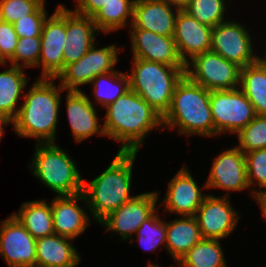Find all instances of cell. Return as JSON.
Instances as JSON below:
<instances>
[{
	"label": "cell",
	"instance_id": "cell-1",
	"mask_svg": "<svg viewBox=\"0 0 266 267\" xmlns=\"http://www.w3.org/2000/svg\"><path fill=\"white\" fill-rule=\"evenodd\" d=\"M105 134L121 142L119 151L138 152L145 137L163 126L162 116L132 90L105 107Z\"/></svg>",
	"mask_w": 266,
	"mask_h": 267
},
{
	"label": "cell",
	"instance_id": "cell-2",
	"mask_svg": "<svg viewBox=\"0 0 266 267\" xmlns=\"http://www.w3.org/2000/svg\"><path fill=\"white\" fill-rule=\"evenodd\" d=\"M55 78H38L23 95L24 103L13 120L14 132L21 137L35 138L37 143H55L58 111L61 104V85Z\"/></svg>",
	"mask_w": 266,
	"mask_h": 267
},
{
	"label": "cell",
	"instance_id": "cell-3",
	"mask_svg": "<svg viewBox=\"0 0 266 267\" xmlns=\"http://www.w3.org/2000/svg\"><path fill=\"white\" fill-rule=\"evenodd\" d=\"M138 152L118 151L99 176L83 183L86 206L98 223L135 196H130L133 163Z\"/></svg>",
	"mask_w": 266,
	"mask_h": 267
},
{
	"label": "cell",
	"instance_id": "cell-4",
	"mask_svg": "<svg viewBox=\"0 0 266 267\" xmlns=\"http://www.w3.org/2000/svg\"><path fill=\"white\" fill-rule=\"evenodd\" d=\"M163 127L179 128L180 135L214 136L210 91L186 75L177 83L169 110L162 117Z\"/></svg>",
	"mask_w": 266,
	"mask_h": 267
},
{
	"label": "cell",
	"instance_id": "cell-5",
	"mask_svg": "<svg viewBox=\"0 0 266 267\" xmlns=\"http://www.w3.org/2000/svg\"><path fill=\"white\" fill-rule=\"evenodd\" d=\"M185 75V66H171L133 57L129 77L130 90L143 98L162 117L169 110L177 83Z\"/></svg>",
	"mask_w": 266,
	"mask_h": 267
},
{
	"label": "cell",
	"instance_id": "cell-6",
	"mask_svg": "<svg viewBox=\"0 0 266 267\" xmlns=\"http://www.w3.org/2000/svg\"><path fill=\"white\" fill-rule=\"evenodd\" d=\"M29 169L57 196L82 193V175L67 151L56 143H36Z\"/></svg>",
	"mask_w": 266,
	"mask_h": 267
},
{
	"label": "cell",
	"instance_id": "cell-7",
	"mask_svg": "<svg viewBox=\"0 0 266 267\" xmlns=\"http://www.w3.org/2000/svg\"><path fill=\"white\" fill-rule=\"evenodd\" d=\"M240 72L241 67L211 50L196 55L185 64V75L208 91L238 88Z\"/></svg>",
	"mask_w": 266,
	"mask_h": 267
},
{
	"label": "cell",
	"instance_id": "cell-8",
	"mask_svg": "<svg viewBox=\"0 0 266 267\" xmlns=\"http://www.w3.org/2000/svg\"><path fill=\"white\" fill-rule=\"evenodd\" d=\"M214 136L235 133L246 127L256 116L253 105L240 90L210 91Z\"/></svg>",
	"mask_w": 266,
	"mask_h": 267
},
{
	"label": "cell",
	"instance_id": "cell-9",
	"mask_svg": "<svg viewBox=\"0 0 266 267\" xmlns=\"http://www.w3.org/2000/svg\"><path fill=\"white\" fill-rule=\"evenodd\" d=\"M248 32L241 23L226 20L212 28L210 50L241 68L254 64L261 57L254 55Z\"/></svg>",
	"mask_w": 266,
	"mask_h": 267
},
{
	"label": "cell",
	"instance_id": "cell-10",
	"mask_svg": "<svg viewBox=\"0 0 266 267\" xmlns=\"http://www.w3.org/2000/svg\"><path fill=\"white\" fill-rule=\"evenodd\" d=\"M66 39V7L58 5L46 18L41 33V50L37 67L42 66L41 78H56L64 69L63 50Z\"/></svg>",
	"mask_w": 266,
	"mask_h": 267
},
{
	"label": "cell",
	"instance_id": "cell-11",
	"mask_svg": "<svg viewBox=\"0 0 266 267\" xmlns=\"http://www.w3.org/2000/svg\"><path fill=\"white\" fill-rule=\"evenodd\" d=\"M158 195L159 192L155 191L137 194L99 223L105 226V231H114V234H118L123 241L130 238L134 240L133 234L156 211Z\"/></svg>",
	"mask_w": 266,
	"mask_h": 267
},
{
	"label": "cell",
	"instance_id": "cell-12",
	"mask_svg": "<svg viewBox=\"0 0 266 267\" xmlns=\"http://www.w3.org/2000/svg\"><path fill=\"white\" fill-rule=\"evenodd\" d=\"M0 254L9 267H36V239L13 214L0 224Z\"/></svg>",
	"mask_w": 266,
	"mask_h": 267
},
{
	"label": "cell",
	"instance_id": "cell-13",
	"mask_svg": "<svg viewBox=\"0 0 266 267\" xmlns=\"http://www.w3.org/2000/svg\"><path fill=\"white\" fill-rule=\"evenodd\" d=\"M230 193L206 195L195 215L203 239H224L235 230L239 215L230 205Z\"/></svg>",
	"mask_w": 266,
	"mask_h": 267
},
{
	"label": "cell",
	"instance_id": "cell-14",
	"mask_svg": "<svg viewBox=\"0 0 266 267\" xmlns=\"http://www.w3.org/2000/svg\"><path fill=\"white\" fill-rule=\"evenodd\" d=\"M212 164L203 189L221 188L225 191H243L249 188L245 154L237 146L218 154Z\"/></svg>",
	"mask_w": 266,
	"mask_h": 267
},
{
	"label": "cell",
	"instance_id": "cell-15",
	"mask_svg": "<svg viewBox=\"0 0 266 267\" xmlns=\"http://www.w3.org/2000/svg\"><path fill=\"white\" fill-rule=\"evenodd\" d=\"M129 28L133 57L171 66H185L180 59L173 37L144 29Z\"/></svg>",
	"mask_w": 266,
	"mask_h": 267
},
{
	"label": "cell",
	"instance_id": "cell-16",
	"mask_svg": "<svg viewBox=\"0 0 266 267\" xmlns=\"http://www.w3.org/2000/svg\"><path fill=\"white\" fill-rule=\"evenodd\" d=\"M211 33V27L198 22L184 10L178 11L173 38L184 64L211 49Z\"/></svg>",
	"mask_w": 266,
	"mask_h": 267
},
{
	"label": "cell",
	"instance_id": "cell-17",
	"mask_svg": "<svg viewBox=\"0 0 266 267\" xmlns=\"http://www.w3.org/2000/svg\"><path fill=\"white\" fill-rule=\"evenodd\" d=\"M167 186V194L162 203L165 212L172 214L175 212L180 216H195L206 194H202L201 188L187 167L183 166Z\"/></svg>",
	"mask_w": 266,
	"mask_h": 267
},
{
	"label": "cell",
	"instance_id": "cell-18",
	"mask_svg": "<svg viewBox=\"0 0 266 267\" xmlns=\"http://www.w3.org/2000/svg\"><path fill=\"white\" fill-rule=\"evenodd\" d=\"M95 106L82 90H67L66 111L76 142L96 134L106 136L104 126L98 123Z\"/></svg>",
	"mask_w": 266,
	"mask_h": 267
},
{
	"label": "cell",
	"instance_id": "cell-19",
	"mask_svg": "<svg viewBox=\"0 0 266 267\" xmlns=\"http://www.w3.org/2000/svg\"><path fill=\"white\" fill-rule=\"evenodd\" d=\"M86 201L83 193L71 196H56L51 200L52 218L55 234L75 239L90 224V218L78 201Z\"/></svg>",
	"mask_w": 266,
	"mask_h": 267
},
{
	"label": "cell",
	"instance_id": "cell-20",
	"mask_svg": "<svg viewBox=\"0 0 266 267\" xmlns=\"http://www.w3.org/2000/svg\"><path fill=\"white\" fill-rule=\"evenodd\" d=\"M93 18L66 8V39L63 50L64 67L82 58L96 43L97 32ZM96 32V34H95Z\"/></svg>",
	"mask_w": 266,
	"mask_h": 267
},
{
	"label": "cell",
	"instance_id": "cell-21",
	"mask_svg": "<svg viewBox=\"0 0 266 267\" xmlns=\"http://www.w3.org/2000/svg\"><path fill=\"white\" fill-rule=\"evenodd\" d=\"M178 11L162 0H136L132 25L136 29L173 37Z\"/></svg>",
	"mask_w": 266,
	"mask_h": 267
},
{
	"label": "cell",
	"instance_id": "cell-22",
	"mask_svg": "<svg viewBox=\"0 0 266 267\" xmlns=\"http://www.w3.org/2000/svg\"><path fill=\"white\" fill-rule=\"evenodd\" d=\"M73 239L53 234L36 240V267H75L80 254L70 243Z\"/></svg>",
	"mask_w": 266,
	"mask_h": 267
},
{
	"label": "cell",
	"instance_id": "cell-23",
	"mask_svg": "<svg viewBox=\"0 0 266 267\" xmlns=\"http://www.w3.org/2000/svg\"><path fill=\"white\" fill-rule=\"evenodd\" d=\"M181 217L166 222V250L176 263L203 239L196 217Z\"/></svg>",
	"mask_w": 266,
	"mask_h": 267
},
{
	"label": "cell",
	"instance_id": "cell-24",
	"mask_svg": "<svg viewBox=\"0 0 266 267\" xmlns=\"http://www.w3.org/2000/svg\"><path fill=\"white\" fill-rule=\"evenodd\" d=\"M240 90L251 102L256 115H266V59L241 68Z\"/></svg>",
	"mask_w": 266,
	"mask_h": 267
},
{
	"label": "cell",
	"instance_id": "cell-25",
	"mask_svg": "<svg viewBox=\"0 0 266 267\" xmlns=\"http://www.w3.org/2000/svg\"><path fill=\"white\" fill-rule=\"evenodd\" d=\"M13 215L36 240L55 234L51 203L46 200L24 202Z\"/></svg>",
	"mask_w": 266,
	"mask_h": 267
},
{
	"label": "cell",
	"instance_id": "cell-26",
	"mask_svg": "<svg viewBox=\"0 0 266 267\" xmlns=\"http://www.w3.org/2000/svg\"><path fill=\"white\" fill-rule=\"evenodd\" d=\"M27 85L28 78L20 67L12 65L8 70L0 72V113L12 120L16 118L20 109L18 100Z\"/></svg>",
	"mask_w": 266,
	"mask_h": 267
},
{
	"label": "cell",
	"instance_id": "cell-27",
	"mask_svg": "<svg viewBox=\"0 0 266 267\" xmlns=\"http://www.w3.org/2000/svg\"><path fill=\"white\" fill-rule=\"evenodd\" d=\"M136 0H108L103 8L92 18L96 29L107 34L127 27V20L133 22L134 4Z\"/></svg>",
	"mask_w": 266,
	"mask_h": 267
},
{
	"label": "cell",
	"instance_id": "cell-28",
	"mask_svg": "<svg viewBox=\"0 0 266 267\" xmlns=\"http://www.w3.org/2000/svg\"><path fill=\"white\" fill-rule=\"evenodd\" d=\"M177 264V267H227L218 239H202Z\"/></svg>",
	"mask_w": 266,
	"mask_h": 267
},
{
	"label": "cell",
	"instance_id": "cell-29",
	"mask_svg": "<svg viewBox=\"0 0 266 267\" xmlns=\"http://www.w3.org/2000/svg\"><path fill=\"white\" fill-rule=\"evenodd\" d=\"M96 104L106 107L130 90L128 74L112 71L96 76L91 83Z\"/></svg>",
	"mask_w": 266,
	"mask_h": 267
},
{
	"label": "cell",
	"instance_id": "cell-30",
	"mask_svg": "<svg viewBox=\"0 0 266 267\" xmlns=\"http://www.w3.org/2000/svg\"><path fill=\"white\" fill-rule=\"evenodd\" d=\"M58 78L64 90L79 91L80 86L90 84L93 80L91 47L78 61L66 65L55 79Z\"/></svg>",
	"mask_w": 266,
	"mask_h": 267
},
{
	"label": "cell",
	"instance_id": "cell-31",
	"mask_svg": "<svg viewBox=\"0 0 266 267\" xmlns=\"http://www.w3.org/2000/svg\"><path fill=\"white\" fill-rule=\"evenodd\" d=\"M225 0H190L187 8L184 10L198 22L211 28L224 21L226 12Z\"/></svg>",
	"mask_w": 266,
	"mask_h": 267
},
{
	"label": "cell",
	"instance_id": "cell-32",
	"mask_svg": "<svg viewBox=\"0 0 266 267\" xmlns=\"http://www.w3.org/2000/svg\"><path fill=\"white\" fill-rule=\"evenodd\" d=\"M156 213L146 219L136 232L144 250L155 251L160 245H166V221H162Z\"/></svg>",
	"mask_w": 266,
	"mask_h": 267
},
{
	"label": "cell",
	"instance_id": "cell-33",
	"mask_svg": "<svg viewBox=\"0 0 266 267\" xmlns=\"http://www.w3.org/2000/svg\"><path fill=\"white\" fill-rule=\"evenodd\" d=\"M239 145L244 154L266 148V115H256L254 119L237 133Z\"/></svg>",
	"mask_w": 266,
	"mask_h": 267
},
{
	"label": "cell",
	"instance_id": "cell-34",
	"mask_svg": "<svg viewBox=\"0 0 266 267\" xmlns=\"http://www.w3.org/2000/svg\"><path fill=\"white\" fill-rule=\"evenodd\" d=\"M40 50L41 37L19 38L14 54L9 61L13 66L20 68L37 67Z\"/></svg>",
	"mask_w": 266,
	"mask_h": 267
},
{
	"label": "cell",
	"instance_id": "cell-35",
	"mask_svg": "<svg viewBox=\"0 0 266 267\" xmlns=\"http://www.w3.org/2000/svg\"><path fill=\"white\" fill-rule=\"evenodd\" d=\"M45 0H0V20L14 23L33 14Z\"/></svg>",
	"mask_w": 266,
	"mask_h": 267
},
{
	"label": "cell",
	"instance_id": "cell-36",
	"mask_svg": "<svg viewBox=\"0 0 266 267\" xmlns=\"http://www.w3.org/2000/svg\"><path fill=\"white\" fill-rule=\"evenodd\" d=\"M246 174L248 185L257 184L266 189V148L245 153ZM256 182V183H255Z\"/></svg>",
	"mask_w": 266,
	"mask_h": 267
},
{
	"label": "cell",
	"instance_id": "cell-37",
	"mask_svg": "<svg viewBox=\"0 0 266 267\" xmlns=\"http://www.w3.org/2000/svg\"><path fill=\"white\" fill-rule=\"evenodd\" d=\"M45 2L31 15L13 23L18 38L41 37L43 24L48 17Z\"/></svg>",
	"mask_w": 266,
	"mask_h": 267
},
{
	"label": "cell",
	"instance_id": "cell-38",
	"mask_svg": "<svg viewBox=\"0 0 266 267\" xmlns=\"http://www.w3.org/2000/svg\"><path fill=\"white\" fill-rule=\"evenodd\" d=\"M115 44L107 47L99 48L95 46V43L91 46V64L93 71V79L100 75L109 73L114 70L118 62V49Z\"/></svg>",
	"mask_w": 266,
	"mask_h": 267
},
{
	"label": "cell",
	"instance_id": "cell-39",
	"mask_svg": "<svg viewBox=\"0 0 266 267\" xmlns=\"http://www.w3.org/2000/svg\"><path fill=\"white\" fill-rule=\"evenodd\" d=\"M18 39L13 24L0 20V57L6 65L14 54Z\"/></svg>",
	"mask_w": 266,
	"mask_h": 267
},
{
	"label": "cell",
	"instance_id": "cell-40",
	"mask_svg": "<svg viewBox=\"0 0 266 267\" xmlns=\"http://www.w3.org/2000/svg\"><path fill=\"white\" fill-rule=\"evenodd\" d=\"M76 8L72 11L82 15L93 17L98 11H100L108 0H76Z\"/></svg>",
	"mask_w": 266,
	"mask_h": 267
},
{
	"label": "cell",
	"instance_id": "cell-41",
	"mask_svg": "<svg viewBox=\"0 0 266 267\" xmlns=\"http://www.w3.org/2000/svg\"><path fill=\"white\" fill-rule=\"evenodd\" d=\"M250 195H252L257 200L258 204L260 205L261 211L263 213V217L265 218L266 221V190L262 191L258 189H253Z\"/></svg>",
	"mask_w": 266,
	"mask_h": 267
},
{
	"label": "cell",
	"instance_id": "cell-42",
	"mask_svg": "<svg viewBox=\"0 0 266 267\" xmlns=\"http://www.w3.org/2000/svg\"><path fill=\"white\" fill-rule=\"evenodd\" d=\"M167 5L176 8L179 11H183L187 8L190 0H162Z\"/></svg>",
	"mask_w": 266,
	"mask_h": 267
},
{
	"label": "cell",
	"instance_id": "cell-43",
	"mask_svg": "<svg viewBox=\"0 0 266 267\" xmlns=\"http://www.w3.org/2000/svg\"><path fill=\"white\" fill-rule=\"evenodd\" d=\"M10 123H12V125H13V120L10 117L0 113V141H1L2 135L4 133L3 132V130H4L3 125L6 126V125H9Z\"/></svg>",
	"mask_w": 266,
	"mask_h": 267
},
{
	"label": "cell",
	"instance_id": "cell-44",
	"mask_svg": "<svg viewBox=\"0 0 266 267\" xmlns=\"http://www.w3.org/2000/svg\"><path fill=\"white\" fill-rule=\"evenodd\" d=\"M147 267H161L160 265H155L151 261L148 263Z\"/></svg>",
	"mask_w": 266,
	"mask_h": 267
},
{
	"label": "cell",
	"instance_id": "cell-45",
	"mask_svg": "<svg viewBox=\"0 0 266 267\" xmlns=\"http://www.w3.org/2000/svg\"><path fill=\"white\" fill-rule=\"evenodd\" d=\"M0 65H6V62L0 57Z\"/></svg>",
	"mask_w": 266,
	"mask_h": 267
}]
</instances>
